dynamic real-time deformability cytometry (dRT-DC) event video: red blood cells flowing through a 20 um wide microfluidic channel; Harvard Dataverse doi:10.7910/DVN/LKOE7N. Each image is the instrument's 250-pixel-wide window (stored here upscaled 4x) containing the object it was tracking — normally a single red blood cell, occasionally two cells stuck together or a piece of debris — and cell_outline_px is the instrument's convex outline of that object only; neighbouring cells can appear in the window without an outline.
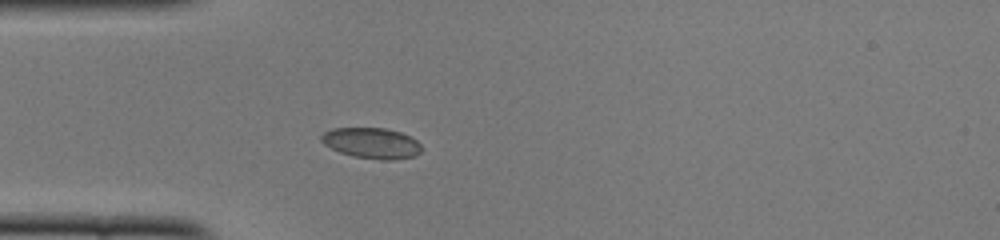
{"species": "common noctule bat (a hibernating species)", "species_latin": "Nyctalus noctula", "temperature_condition": "cold", "stored_images_in_passage": 38, "camera_frame_rate_fps": 3000, "um_per_image_px": 0.085, "animal": {"sex": "female", "body_mass_g": 22.0, "forearm_length_mm": 56.7}, "frame": {"image": 1, "passage_image": 1, "time_ms": 0.0, "image_size_px": [1000, 240], "cell_outline_px": [[420, 152], [416, 156], [392, 160], [380, 160], [352, 156], [340, 152], [324, 144], [320, 140], [320, 136], [324, 132], [332, 128], [384, 128], [400, 132], [416, 140], [420, 144]], "centroid_in_image_um": [31.57, 12.17], "position_along_channel_um": 53.4, "area_um2": 17.92}}
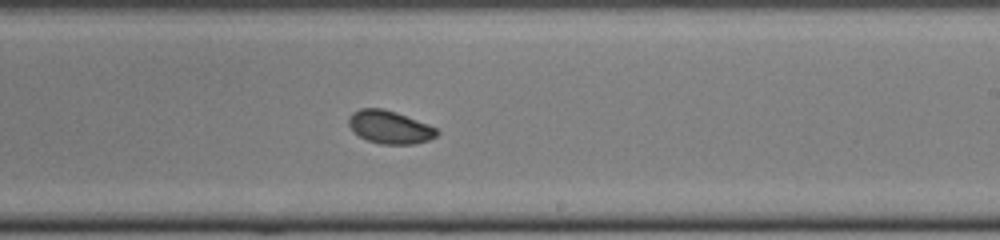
{"frame": {"image": 2, "passage_image": 17, "time_ms": 5.333, "image_size_px": [1000, 240], "cell_outline_px": [[440, 132], [436, 136], [428, 140], [416, 144], [380, 144], [368, 140], [352, 132], [348, 124], [348, 116], [352, 112], [360, 108], [384, 108], [396, 112], [428, 124], [436, 128]], "centroid_in_image_um": [33.1, 10.8], "position_along_channel_um": 255.9, "area_um2": 17.11}}
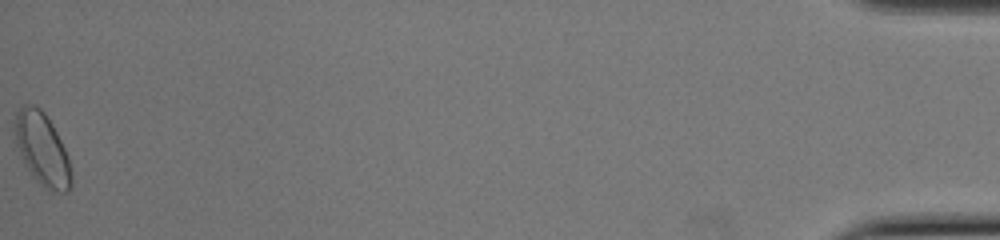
{"frame": {"image": 3, "passage_image": 38, "time_ms": 12.333, "image_size_px": [1000, 240], "cell_outline_px": [[72, 188], [68, 192], [48, 192], [32, 176], [16, 144], [12, 128], [16, 112], [24, 104], [32, 104], [40, 108], [44, 112], [52, 124], [68, 156], [72, 176]], "centroid_in_image_um": [3.58, 12.69], "position_along_channel_um": 431.6, "area_um2": 24.1}, "authors_computed_cell_mechanics": {"area_um2": 17.4556, "velocity_mm_per_s": 3.9076, "shape_relaxation_time_tau1_ms": 3.9559, "shape_relaxation_time_tau2_ms": 1.3874, "deformation_change_tau1": 0.0634, "deformation_change_tau2": 0.0399}}